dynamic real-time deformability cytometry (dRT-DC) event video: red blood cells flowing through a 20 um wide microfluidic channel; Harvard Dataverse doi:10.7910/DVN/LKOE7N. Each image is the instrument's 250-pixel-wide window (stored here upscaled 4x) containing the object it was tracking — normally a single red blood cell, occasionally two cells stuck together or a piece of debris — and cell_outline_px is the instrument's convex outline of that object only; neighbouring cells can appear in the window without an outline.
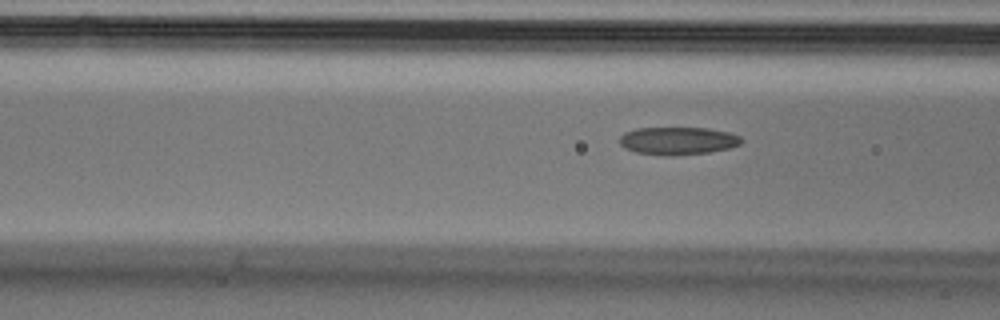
{"species": "Egyptian fruit bat (a non-hibernating species)", "species_latin": "Rousettus aegyptiacus", "temperature_condition": "cold", "stored_images_in_passage": 4, "camera_frame_rate_fps": 3000, "um_per_image_px": 0.085, "animal": {"sex": "male"}, "frame": {"image": 1, "passage_image": 4, "time_ms": 1.0, "image_size_px": [1000, 320], "cell_outline_px": [[744, 140], [740, 144], [728, 148], [708, 152], [672, 156], [636, 152], [624, 148], [620, 144], [620, 136], [624, 132], [636, 128], [708, 128], [732, 132], [740, 136]], "centroid_in_image_um": [57.64, 11.96], "position_along_channel_um": 109.0, "area_um2": 19.77}}